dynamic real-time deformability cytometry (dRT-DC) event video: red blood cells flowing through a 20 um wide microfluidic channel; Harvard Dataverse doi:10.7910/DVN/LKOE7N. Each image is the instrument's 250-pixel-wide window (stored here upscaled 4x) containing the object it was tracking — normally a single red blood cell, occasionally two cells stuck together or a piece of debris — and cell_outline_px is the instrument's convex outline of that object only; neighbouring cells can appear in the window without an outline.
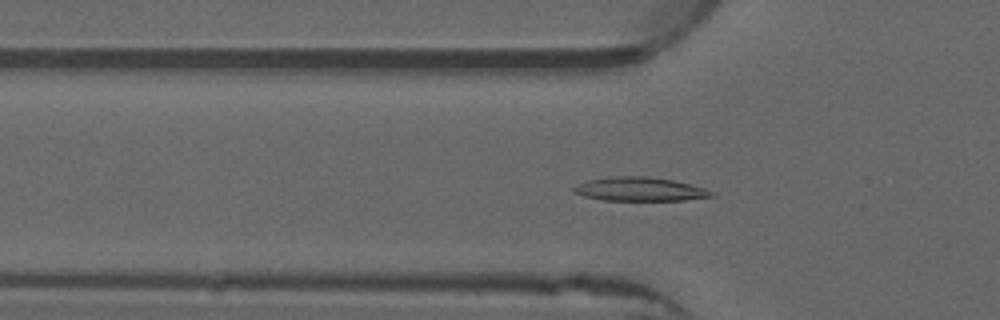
{"species": "common noctule bat (a hibernating species)", "species_latin": "Nyctalus noctula", "temperature_condition": "warm", "stored_images_in_passage": 51, "camera_frame_rate_fps": 3000, "um_per_image_px": 0.085, "animal": {"sex": "male", "forearm_length_mm": 52.5}, "frame": {"image": 1, "passage_image": 16, "time_ms": 5.0, "image_size_px": [1000, 320], "cell_outline_px": [[716, 196], [684, 200], [600, 200], [584, 196], [572, 192], [572, 188], [576, 184], [588, 180], [608, 176], [644, 176], [672, 180], [704, 188], [716, 192]], "centroid_in_image_um": [54.35, 16.08], "position_along_channel_um": 71.5, "area_um2": 19.19}}
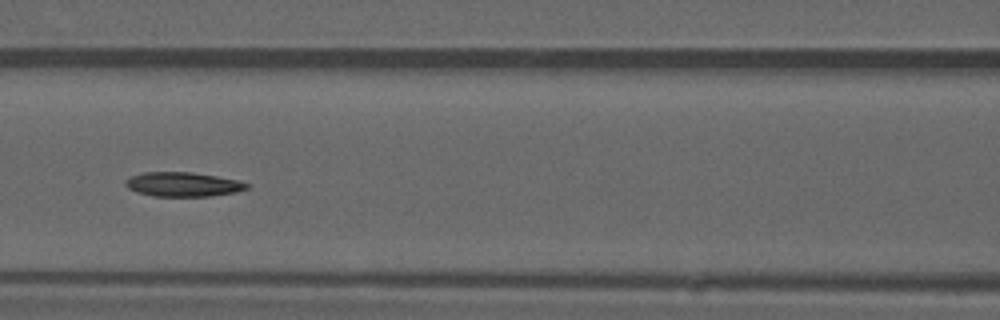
{"frame": {"image": 2, "passage_image": 22, "time_ms": 7.0, "image_size_px": [1000, 320], "cell_outline_px": [[252, 184], [248, 188], [236, 192], [208, 196], [152, 196], [136, 192], [128, 188], [124, 184], [124, 180], [132, 176], [144, 172], [192, 172], [216, 176], [236, 180]], "centroid_in_image_um": [15.54, 15.67], "position_along_channel_um": 151.1, "area_um2": 17.22}}
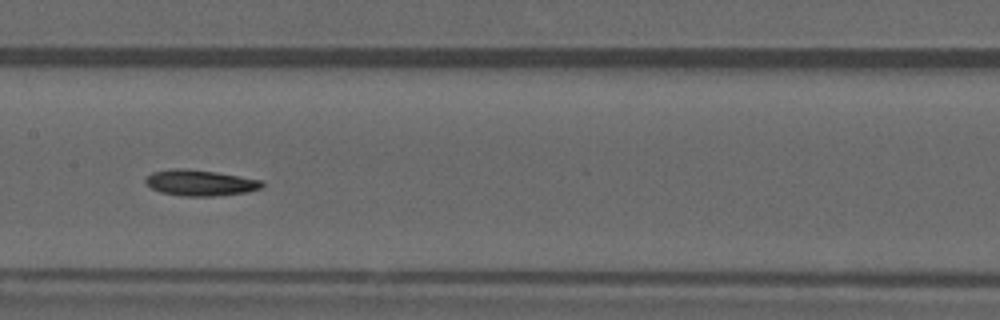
{"frame": {"image": 3, "passage_image": 25, "time_ms": 8.0, "image_size_px": [1000, 320], "cell_outline_px": [[264, 184], [260, 188], [248, 192], [212, 196], [180, 196], [160, 192], [144, 184], [144, 180], [152, 172], [172, 168], [184, 168], [216, 172], [240, 176], [260, 180]], "centroid_in_image_um": [16.96, 15.54], "position_along_channel_um": 190.4, "area_um2": 17.63}}